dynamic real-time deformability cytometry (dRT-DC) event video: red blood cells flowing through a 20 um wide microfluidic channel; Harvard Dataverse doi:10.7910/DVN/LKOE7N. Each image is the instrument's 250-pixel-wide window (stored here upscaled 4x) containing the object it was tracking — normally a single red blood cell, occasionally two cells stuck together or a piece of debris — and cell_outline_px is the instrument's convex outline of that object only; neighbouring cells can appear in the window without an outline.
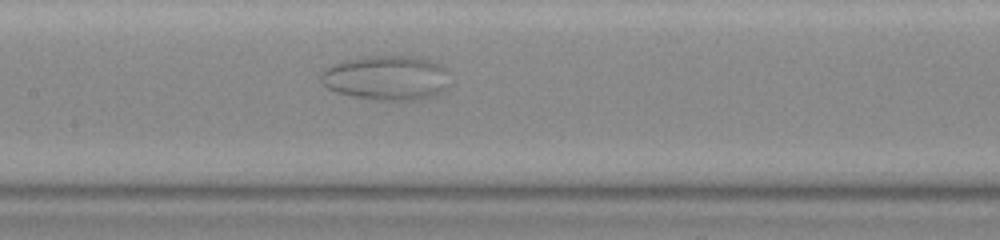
{"species": "common noctule bat (a hibernating species)", "species_latin": "Nyctalus noctula", "temperature_condition": "warm", "stored_images_in_passage": 42, "camera_frame_rate_fps": 3000, "um_per_image_px": 0.085, "animal": {"sex": "female", "body_mass_g": 23.0, "forearm_length_mm": 53.4}, "frame": {"image": 1, "passage_image": 15, "time_ms": 4.667, "image_size_px": [1000, 240], "cell_outline_px": [[448, 68], [444, 88], [440, 92], [432, 96], [416, 100], [380, 100], [352, 96], [336, 92], [328, 88], [320, 80], [320, 76], [328, 68], [344, 60], [368, 56], [412, 56], [428, 60], [440, 64]], "centroid_in_image_um": [32.85, 6.61], "position_along_channel_um": 174.6, "area_um2": 33.06}}
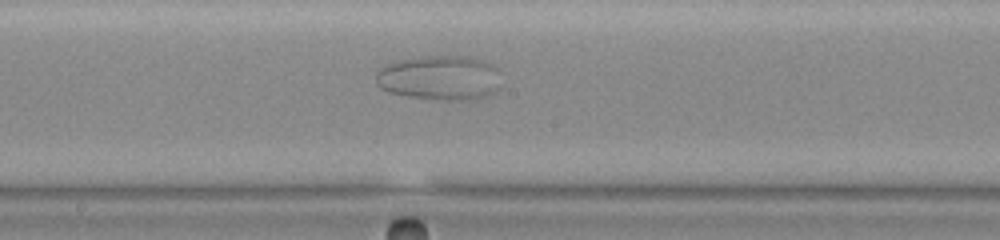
{"frame": {"image": 2, "passage_image": 18, "time_ms": 5.667, "image_size_px": [1000, 240], "cell_outline_px": [[500, 88], [484, 96], [464, 100], [436, 100], [408, 96], [388, 92], [380, 88], [376, 84], [376, 72], [380, 68], [396, 60], [420, 56], [472, 56], [496, 64], [500, 68]], "centroid_in_image_um": [37.41, 6.59], "position_along_channel_um": 210.8, "area_um2": 33.29}}
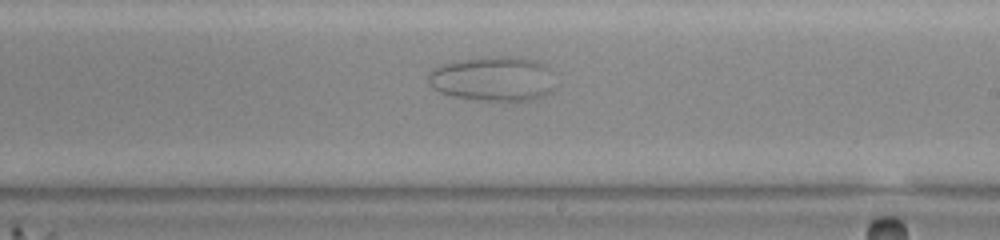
{"frame": {"image": 3, "passage_image": 21, "time_ms": 6.667, "image_size_px": [1000, 240], "cell_outline_px": [[552, 92], [544, 96], [532, 100], [476, 100], [452, 96], [440, 92], [432, 88], [428, 80], [428, 72], [432, 68], [440, 64], [456, 60], [488, 56], [512, 56], [536, 60], [544, 64], [548, 68]], "centroid_in_image_um": [41.83, 6.68], "position_along_channel_um": 247.2, "area_um2": 33.18}}